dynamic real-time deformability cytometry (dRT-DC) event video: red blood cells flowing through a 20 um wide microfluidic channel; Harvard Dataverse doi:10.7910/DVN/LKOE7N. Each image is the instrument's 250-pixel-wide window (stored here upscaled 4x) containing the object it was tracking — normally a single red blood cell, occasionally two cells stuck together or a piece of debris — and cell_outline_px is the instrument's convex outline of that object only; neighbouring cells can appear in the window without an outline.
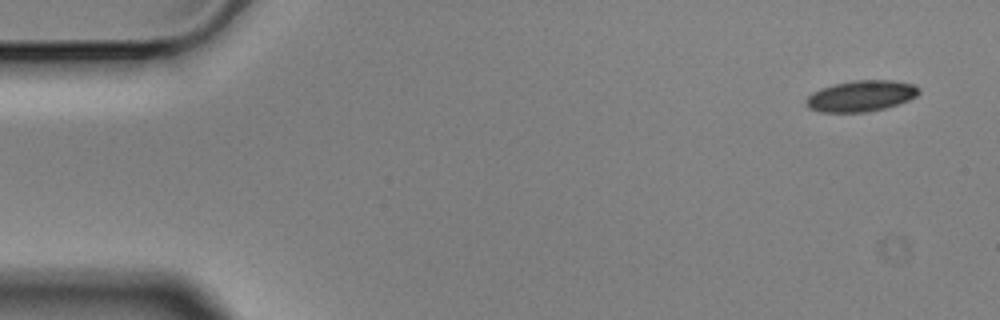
{"species": "Egyptian fruit bat (a non-hibernating species)", "species_latin": "Rousettus aegyptiacus", "temperature_condition": "cold", "stored_images_in_passage": 5, "camera_frame_rate_fps": 3000, "um_per_image_px": 0.085, "animal": {"sex": "male"}, "frame": {"image": 1, "passage_image": 1, "time_ms": 0.0, "image_size_px": [1000, 320], "cell_outline_px": [[920, 92], [916, 96], [908, 100], [884, 108], [864, 112], [820, 112], [808, 108], [804, 104], [804, 100], [812, 92], [820, 88], [832, 84], [852, 80], [892, 80], [912, 84], [920, 88]], "centroid_in_image_um": [73.13, 8.15], "position_along_channel_um": 11.9, "area_um2": 20.52}}
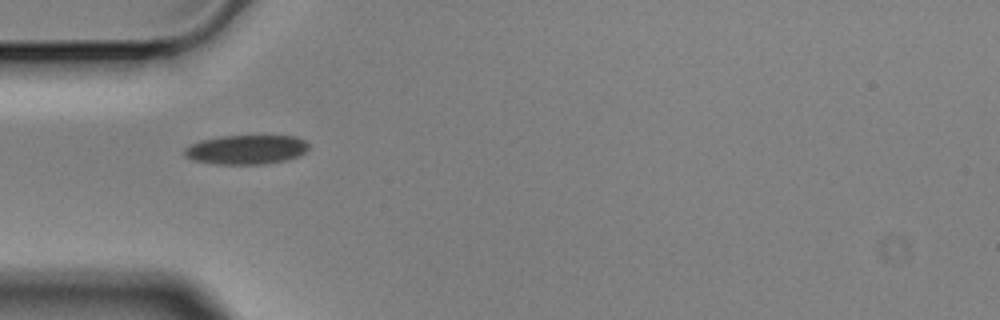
{"frame": {"image": 2, "passage_image": 4, "time_ms": 1.0, "image_size_px": [1000, 320], "cell_outline_px": [[308, 148], [300, 156], [284, 160], [264, 164], [216, 164], [192, 160], [184, 156], [184, 148], [200, 140], [224, 136], [296, 136], [304, 140], [308, 144]], "centroid_in_image_um": [20.92, 12.72], "position_along_channel_um": 64.1, "area_um2": 21.15}}
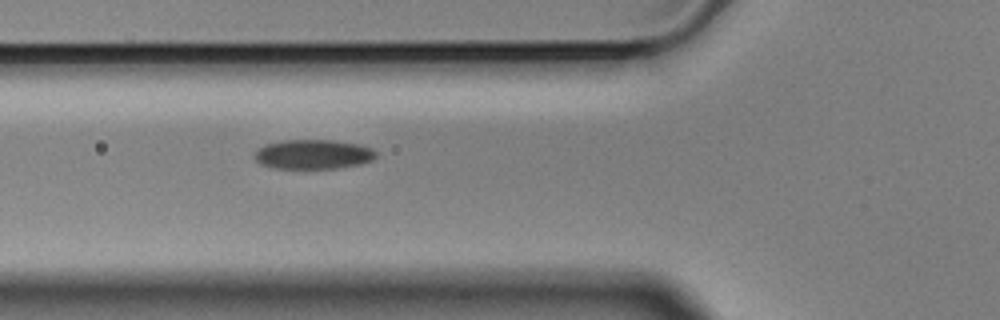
{"frame": {"image": 3, "passage_image": 5, "time_ms": 1.333, "image_size_px": [1000, 320], "cell_outline_px": [[376, 156], [372, 160], [360, 164], [336, 168], [272, 168], [260, 164], [252, 156], [260, 148], [268, 144], [284, 140], [332, 140], [360, 144], [372, 148], [376, 152]], "centroid_in_image_um": [26.63, 13.12], "position_along_channel_um": 99.2, "area_um2": 20.81}}